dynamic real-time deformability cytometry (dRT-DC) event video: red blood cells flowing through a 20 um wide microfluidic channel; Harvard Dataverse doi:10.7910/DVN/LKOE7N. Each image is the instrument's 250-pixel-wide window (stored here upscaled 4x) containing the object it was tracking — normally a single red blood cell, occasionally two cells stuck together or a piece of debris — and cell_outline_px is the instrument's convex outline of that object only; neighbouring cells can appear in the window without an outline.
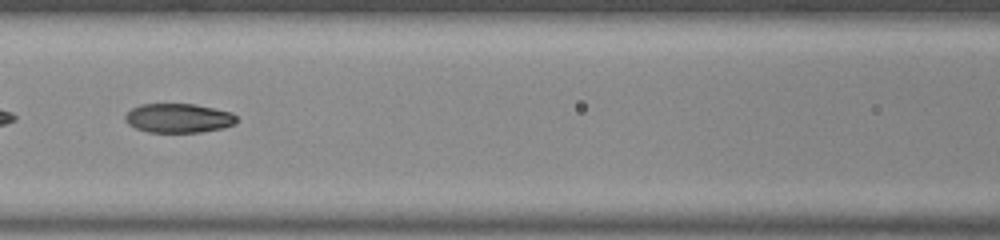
{"species": "common noctule bat (a hibernating species)", "species_latin": "Nyctalus noctula", "temperature_condition": "room temperature", "stored_images_in_passage": 42, "camera_frame_rate_fps": 3000, "um_per_image_px": 0.085, "animal": {"sex": "male", "body_mass_g": 20.0, "forearm_length_mm": 53.3}, "frame": {"image": 1, "passage_image": 13, "time_ms": 4.0, "image_size_px": [1000, 240], "cell_outline_px": [[236, 124], [220, 128], [200, 132], [148, 132], [136, 128], [128, 124], [124, 120], [124, 116], [132, 108], [140, 104], [192, 104], [232, 112], [236, 116]], "centroid_in_image_um": [15.14, 10.04], "position_along_channel_um": 151.5, "area_um2": 18.84}}
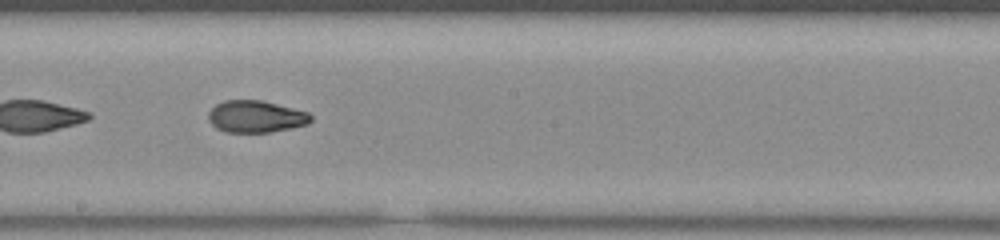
{"frame": {"image": 2, "passage_image": 19, "time_ms": 6.0, "image_size_px": [1000, 240], "cell_outline_px": [[312, 120], [308, 124], [268, 132], [224, 132], [216, 128], [208, 120], [208, 112], [216, 104], [224, 100], [260, 100], [308, 112], [312, 116]], "centroid_in_image_um": [21.71, 9.9], "position_along_channel_um": 226.5, "area_um2": 18.96}, "authors_computed_cell_mechanics": {"area_um2": 19.5942, "velocity_mm_per_s": 3.7633, "shape_relaxation_time_tau1_ms": null, "shape_relaxation_time_tau2_ms": 1.7756, "deformation_change_tau1": null, "deformation_change_tau2": 0.0714}}